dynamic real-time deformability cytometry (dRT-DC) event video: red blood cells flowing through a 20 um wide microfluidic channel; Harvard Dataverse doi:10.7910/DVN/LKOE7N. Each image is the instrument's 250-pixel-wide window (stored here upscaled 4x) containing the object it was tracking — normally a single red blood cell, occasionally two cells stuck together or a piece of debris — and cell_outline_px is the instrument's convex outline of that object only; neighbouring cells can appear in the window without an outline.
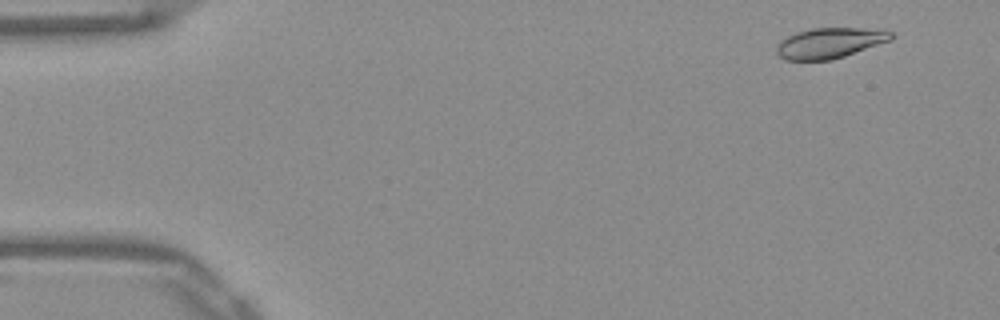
{"species": "Egyptian fruit bat (a non-hibernating species)", "species_latin": "Rousettus aegyptiacus", "temperature_condition": "warm", "stored_images_in_passage": 52, "camera_frame_rate_fps": 3000, "um_per_image_px": 0.085, "frame": {"image": 1, "passage_image": 4, "time_ms": 1.0, "image_size_px": [1000, 320], "cell_outline_px": [[892, 40], [832, 60], [784, 60], [776, 52], [776, 44], [780, 40], [788, 36], [812, 28], [860, 28], [892, 32]], "centroid_in_image_um": [70.49, 3.67], "position_along_channel_um": 14.5, "area_um2": 20.11}}
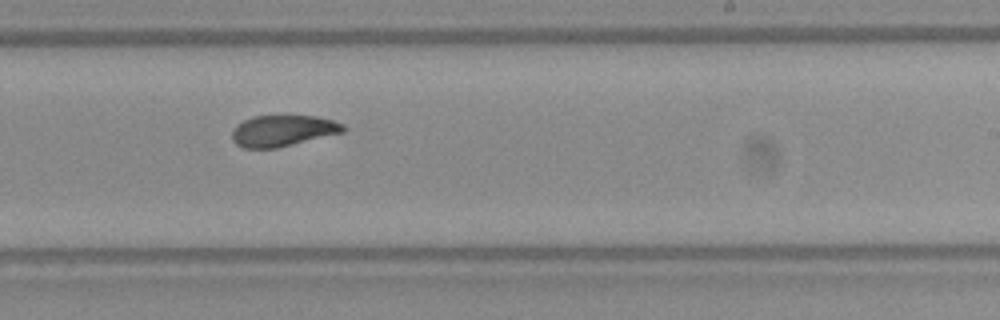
{"frame": {"image": 2, "passage_image": 32, "time_ms": 10.333, "image_size_px": [1000, 320], "cell_outline_px": [[348, 128], [344, 132], [276, 148], [244, 148], [236, 144], [232, 140], [232, 128], [236, 124], [252, 116], [316, 116], [332, 120], [344, 124]], "centroid_in_image_um": [24.03, 11.11], "position_along_channel_um": 265.0, "area_um2": 20.29}}
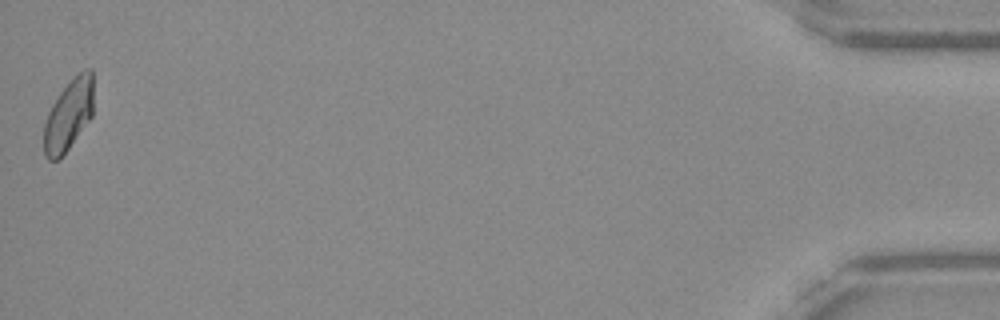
{"frame": {"image": 3, "passage_image": 52, "time_ms": 17.0, "image_size_px": [1000, 320], "cell_outline_px": [[92, 116], [68, 148], [56, 160], [48, 160], [44, 156], [44, 124], [48, 112], [52, 104], [60, 92], [84, 68], [92, 68]], "centroid_in_image_um": [5.81, 9.78], "position_along_channel_um": 429.4, "area_um2": 20.06}, "authors_computed_cell_mechanics": {"area_um2": 20.6924, "velocity_mm_per_s": 3.8932, "shape_relaxation_time_tau1_ms": 7.0614, "shape_relaxation_time_tau2_ms": 1.9002, "deformation_change_tau1": 0.1706, "deformation_change_tau2": 0.049}}